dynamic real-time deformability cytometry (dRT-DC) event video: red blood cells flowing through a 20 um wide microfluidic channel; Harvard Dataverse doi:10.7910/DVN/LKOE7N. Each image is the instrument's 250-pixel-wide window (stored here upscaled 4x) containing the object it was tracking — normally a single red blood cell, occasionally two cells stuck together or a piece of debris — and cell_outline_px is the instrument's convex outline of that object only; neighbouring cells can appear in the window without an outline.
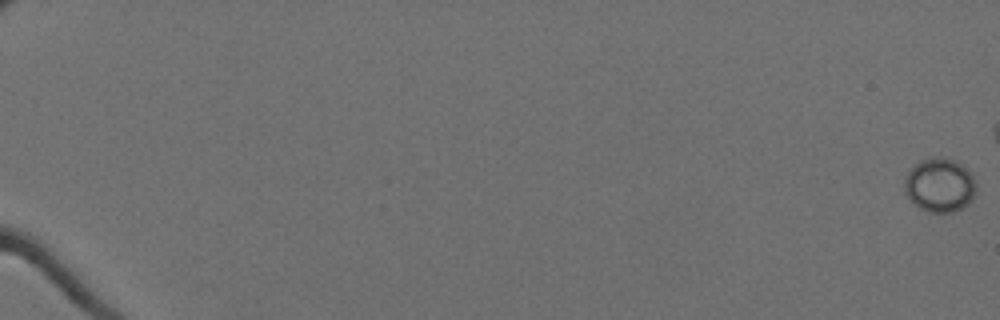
{"species": "Egyptian fruit bat (a non-hibernating species)", "species_latin": "Rousettus aegyptiacus", "temperature_condition": "cold", "stored_images_in_passage": 27, "camera_frame_rate_fps": 3000, "um_per_image_px": 0.085, "animal": {"sex": "female"}, "frame": {"image": 1, "passage_image": 1, "time_ms": 0.0, "image_size_px": [1000, 320], "cell_outline_px": [[976, 192], [972, 200], [968, 204], [952, 212], [928, 212], [920, 208], [904, 192], [904, 176], [920, 160], [932, 156], [944, 156], [956, 160], [968, 168], [972, 172], [976, 180]], "centroid_in_image_um": [79.91, 15.69], "position_along_channel_um": 5.1, "area_um2": 23.0}}